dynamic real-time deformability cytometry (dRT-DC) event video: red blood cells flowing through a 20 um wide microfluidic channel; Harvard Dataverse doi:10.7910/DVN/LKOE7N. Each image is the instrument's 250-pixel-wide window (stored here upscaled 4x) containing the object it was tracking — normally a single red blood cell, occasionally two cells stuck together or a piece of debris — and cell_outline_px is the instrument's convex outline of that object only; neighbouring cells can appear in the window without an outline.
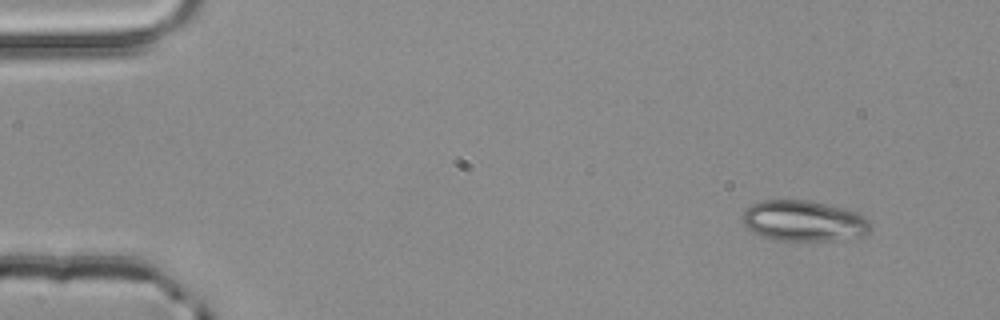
{"species": "common noctule bat (a hibernating species)", "species_latin": "Nyctalus noctula", "temperature_condition": "room temperature", "stored_images_in_passage": 3, "camera_frame_rate_fps": 3000, "um_per_image_px": 0.085, "animal": {"sex": "male", "body_mass_g": 20.4}, "frame": {"image": 1, "passage_image": 1, "time_ms": 0.0, "image_size_px": [1000, 320], "cell_outline_px": [[872, 228], [868, 236], [836, 240], [772, 240], [760, 236], [752, 232], [744, 224], [740, 216], [744, 208], [760, 200], [808, 200], [844, 208], [856, 212], [864, 216], [872, 224]], "centroid_in_image_um": [68.32, 18.78], "position_along_channel_um": 16.7, "area_um2": 30.98}}